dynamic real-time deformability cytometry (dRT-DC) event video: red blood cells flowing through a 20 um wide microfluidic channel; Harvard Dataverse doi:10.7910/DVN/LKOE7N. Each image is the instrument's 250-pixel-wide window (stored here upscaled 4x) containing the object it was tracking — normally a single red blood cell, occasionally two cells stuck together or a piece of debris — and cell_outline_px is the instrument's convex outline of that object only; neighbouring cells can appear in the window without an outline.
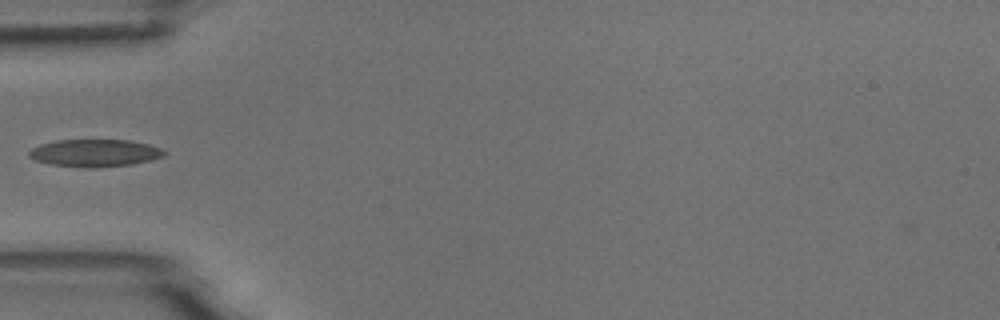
{"species": "common noctule bat (a hibernating species)", "species_latin": "Nyctalus noctula", "temperature_condition": "room temperature", "stored_images_in_passage": 28, "camera_frame_rate_fps": 3000, "um_per_image_px": 0.085, "animal": {"sex": "male", "body_mass_g": 18.8}, "frame": {"image": 1, "passage_image": 1, "time_ms": 0.0, "image_size_px": [1000, 320], "cell_outline_px": [[168, 152], [164, 156], [152, 160], [132, 164], [96, 168], [84, 168], [52, 164], [36, 160], [28, 156], [28, 152], [32, 148], [40, 144], [56, 140], [128, 140], [148, 144], [160, 148]], "centroid_in_image_um": [8.08, 13.01], "position_along_channel_um": 76.9, "area_um2": 21.68}}
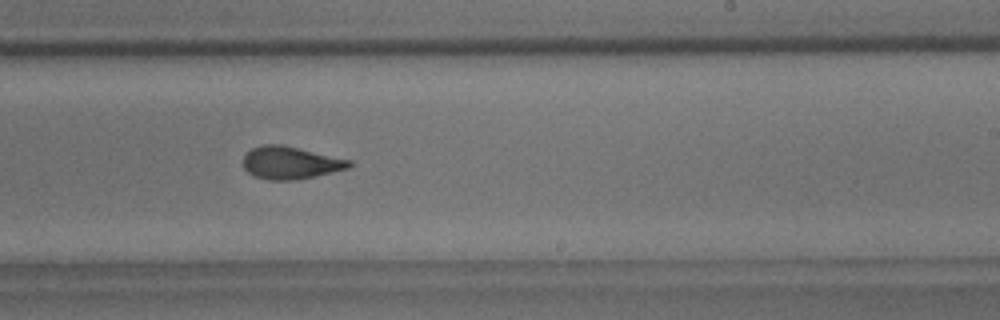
{"frame": {"image": 2, "passage_image": 16, "time_ms": 5.0, "image_size_px": [1000, 320], "cell_outline_px": [[352, 164], [348, 168], [296, 180], [268, 180], [256, 176], [248, 172], [244, 168], [244, 156], [252, 148], [260, 144], [280, 144], [352, 160]], "centroid_in_image_um": [24.67, 13.83], "position_along_channel_um": 264.3, "area_um2": 19.88}}
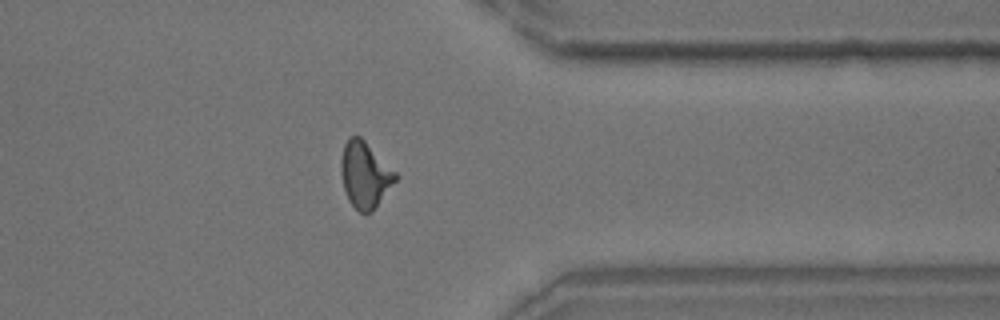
{"frame": {"image": 3, "passage_image": 26, "time_ms": 8.333, "image_size_px": [1000, 320], "cell_outline_px": [[400, 176], [372, 212], [360, 212], [348, 200], [344, 188], [340, 172], [340, 160], [344, 144], [352, 136], [360, 136]], "centroid_in_image_um": [31.02, 14.86], "position_along_channel_um": 380.4, "area_um2": 20.87}}